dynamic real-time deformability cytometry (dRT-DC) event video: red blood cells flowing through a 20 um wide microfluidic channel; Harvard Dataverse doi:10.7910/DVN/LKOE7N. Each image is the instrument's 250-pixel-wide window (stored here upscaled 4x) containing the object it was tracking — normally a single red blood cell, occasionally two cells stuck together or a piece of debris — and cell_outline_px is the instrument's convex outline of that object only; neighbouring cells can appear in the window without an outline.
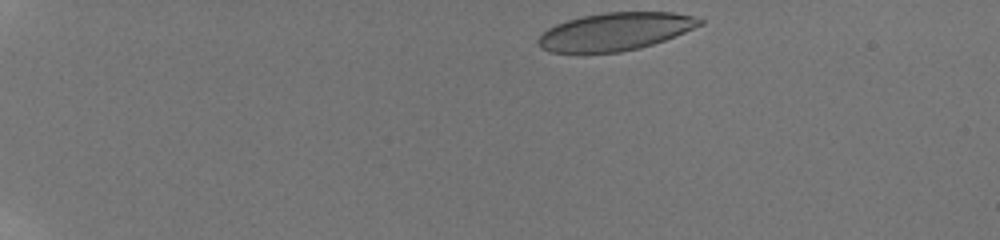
{"species": "human", "species_latin": "Homo sapiens", "temperature_condition": "room temperature", "stored_images_in_passage": 46, "camera_frame_rate_fps": 3000, "um_per_image_px": 0.085, "donor": {"sex": "male"}, "frame": {"image": 1, "passage_image": 1, "time_ms": 0.0, "image_size_px": [1000, 240], "cell_outline_px": [[704, 24], [664, 40], [640, 48], [620, 52], [580, 56], [552, 52], [544, 48], [536, 40], [548, 28], [556, 24], [580, 16], [604, 12], [672, 12], [692, 16], [704, 20]], "centroid_in_image_um": [52.24, 2.72], "position_along_channel_um": 32.8, "area_um2": 36.24}}
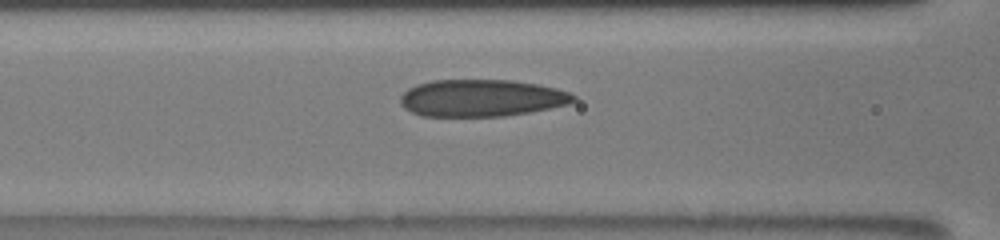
{"frame": {"image": 2, "passage_image": 17, "time_ms": 5.333, "image_size_px": [1000, 240], "cell_outline_px": [[576, 100], [568, 104], [528, 112], [504, 116], [420, 116], [404, 108], [400, 104], [400, 96], [408, 88], [416, 84], [432, 80], [512, 80], [536, 84], [556, 88], [568, 92], [576, 96]], "centroid_in_image_um": [40.89, 8.33], "position_along_channel_um": 125.7, "area_um2": 37.4}}
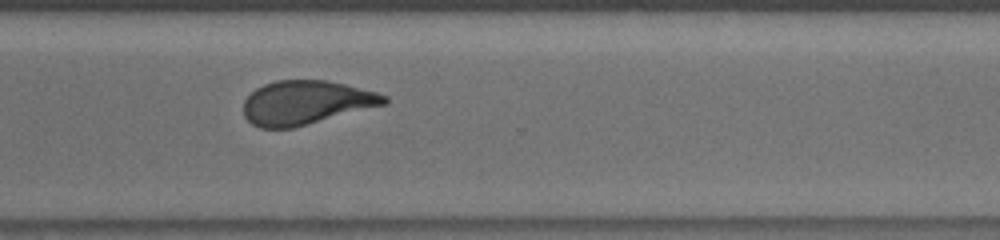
{"frame": {"image": 3, "passage_image": 34, "time_ms": 11.0, "image_size_px": [1000, 240], "cell_outline_px": [[388, 104], [292, 128], [260, 128], [252, 124], [244, 116], [244, 100], [256, 88], [264, 84], [276, 80], [328, 80], [376, 92], [388, 96]], "centroid_in_image_um": [26.02, 8.72], "position_along_channel_um": 344.6, "area_um2": 36.01}, "authors_computed_cell_mechanics": {"area_um2": 37.0498, "velocity_mm_per_s": 3.868, "shape_relaxation_time_tau1_ms": 10.5471, "shape_relaxation_time_tau2_ms": 1.3426, "deformation_change_tau1": 0.2479, "deformation_change_tau2": 0.0768}}